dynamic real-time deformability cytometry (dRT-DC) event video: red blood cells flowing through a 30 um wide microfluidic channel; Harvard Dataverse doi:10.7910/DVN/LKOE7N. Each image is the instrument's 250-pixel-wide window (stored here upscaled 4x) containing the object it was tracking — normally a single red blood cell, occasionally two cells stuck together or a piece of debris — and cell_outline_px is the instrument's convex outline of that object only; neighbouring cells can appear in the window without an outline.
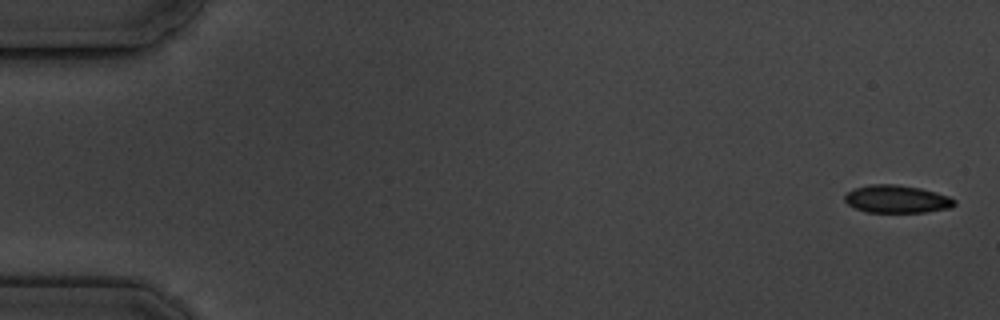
{"species": "common noctule bat (a hibernating species)", "species_latin": "Nyctalus noctula", "temperature_condition": "cold", "stored_images_in_passage": 6, "camera_frame_rate_fps": 3000, "um_per_image_px": 0.085, "animal": {"sex": "male", "body_mass_g": 19.5, "forearm_length_mm": 54.6}, "frame": {"image": 1, "passage_image": 1, "time_ms": 0.0, "image_size_px": [1000, 320], "cell_outline_px": [[956, 204], [952, 208], [924, 212], [868, 212], [856, 208], [848, 204], [844, 200], [844, 196], [852, 188], [872, 184], [896, 184], [920, 188], [936, 192], [948, 196], [956, 200]], "centroid_in_image_um": [76.24, 16.92], "position_along_channel_um": 8.8, "area_um2": 17.8}}
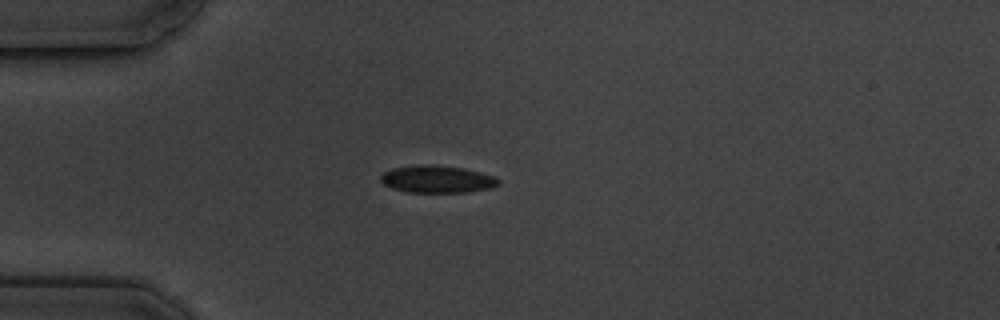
{"frame": {"image": 2, "passage_image": 5, "time_ms": 4.667, "image_size_px": [1000, 320], "cell_outline_px": [[500, 184], [492, 188], [468, 192], [408, 192], [392, 188], [384, 184], [380, 180], [380, 176], [384, 172], [392, 168], [416, 164], [424, 164], [464, 168], [496, 176], [500, 180]], "centroid_in_image_um": [37.18, 15.23], "position_along_channel_um": 47.8, "area_um2": 18.9}}